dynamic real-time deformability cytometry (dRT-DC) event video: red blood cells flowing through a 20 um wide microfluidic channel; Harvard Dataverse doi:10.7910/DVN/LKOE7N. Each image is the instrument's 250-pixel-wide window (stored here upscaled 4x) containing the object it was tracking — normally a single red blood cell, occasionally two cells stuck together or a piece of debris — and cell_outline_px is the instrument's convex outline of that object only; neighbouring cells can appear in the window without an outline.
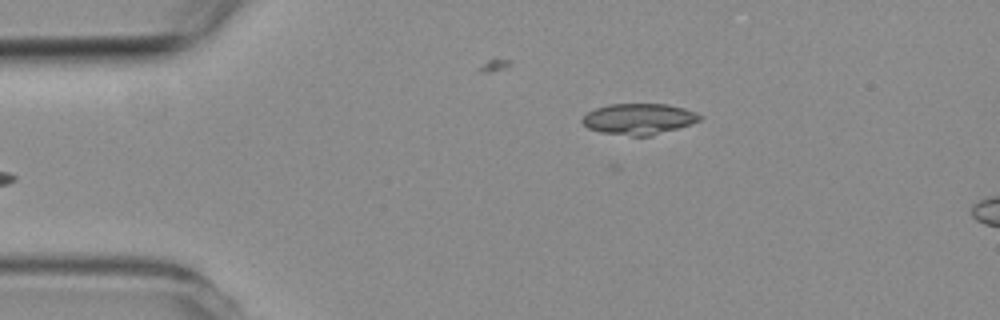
{"species": "common noctule bat (a hibernating species)", "species_latin": "Nyctalus noctula", "temperature_condition": "room temperature", "stored_images_in_passage": 2, "camera_frame_rate_fps": 3000, "um_per_image_px": 0.085, "animal": {"sex": "female", "body_mass_g": 19.3, "forearm_length_mm": 54.1}, "frame": {"image": 1, "passage_image": 2, "time_ms": 1.333, "image_size_px": [1000, 320], "cell_outline_px": [[704, 116], [700, 120], [692, 124], [652, 136], [632, 136], [600, 132], [588, 128], [580, 120], [588, 112], [596, 108], [608, 104], [668, 104], [684, 108], [696, 112]], "centroid_in_image_um": [54.33, 10.11], "position_along_channel_um": 30.7, "area_um2": 21.39}}